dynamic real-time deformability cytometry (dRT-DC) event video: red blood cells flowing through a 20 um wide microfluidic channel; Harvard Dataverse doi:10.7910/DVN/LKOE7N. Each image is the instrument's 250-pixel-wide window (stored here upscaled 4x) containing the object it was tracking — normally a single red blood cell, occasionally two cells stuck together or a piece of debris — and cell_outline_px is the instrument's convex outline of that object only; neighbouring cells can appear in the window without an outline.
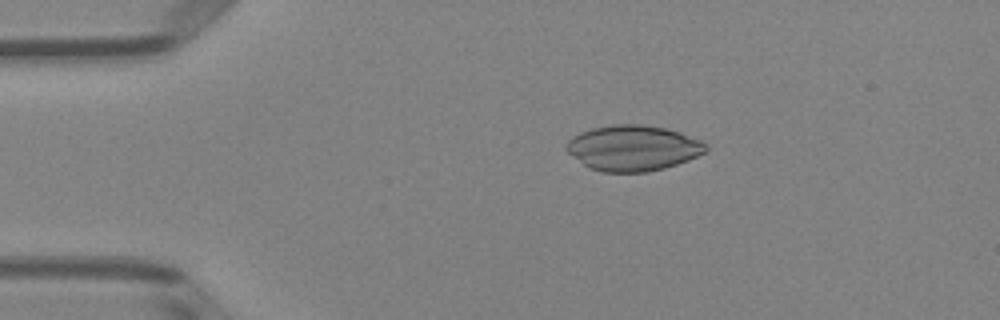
{"species": "Egyptian fruit bat (a non-hibernating species)", "species_latin": "Rousettus aegyptiacus", "temperature_condition": "room temperature", "stored_images_in_passage": 51, "camera_frame_rate_fps": 3000, "um_per_image_px": 0.085, "animal": {"sex": "female"}, "frame": {"image": 1, "passage_image": 10, "time_ms": 3.0, "image_size_px": [1000, 320], "cell_outline_px": [[708, 148], [704, 152], [688, 160], [664, 168], [648, 172], [604, 172], [588, 168], [572, 156], [564, 148], [564, 144], [572, 136], [580, 132], [592, 128], [612, 124], [640, 124], [664, 128], [680, 132], [700, 140]], "centroid_in_image_um": [53.75, 12.58], "position_along_channel_um": 31.3, "area_um2": 37.05}}
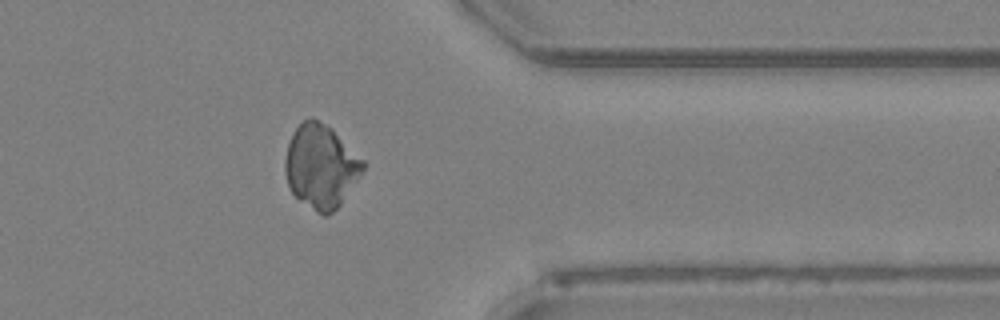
{"frame": {"image": 2, "passage_image": 41, "time_ms": 13.333, "image_size_px": [1000, 320], "cell_outline_px": [[364, 168], [340, 204], [328, 216], [324, 216], [316, 212], [300, 200], [292, 192], [288, 184], [284, 172], [284, 160], [288, 144], [292, 132], [308, 116], [312, 116], [332, 128], [364, 160]], "centroid_in_image_um": [27.24, 14.11], "position_along_channel_um": 384.2, "area_um2": 37.8}}
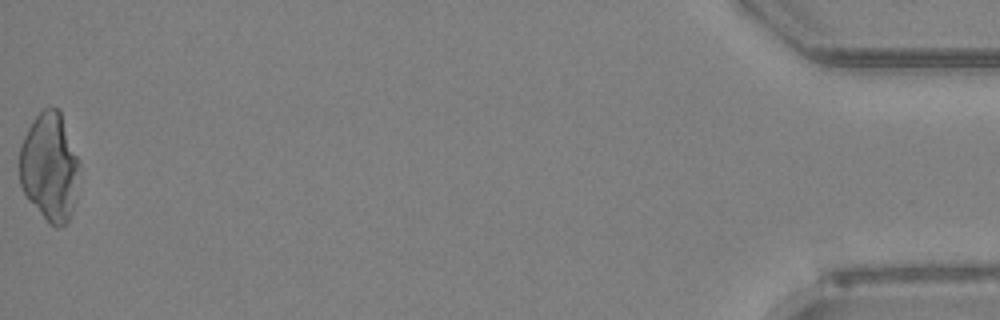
{"frame": {"image": 3, "passage_image": 51, "time_ms": 16.667, "image_size_px": [1000, 320], "cell_outline_px": [[80, 168], [76, 196], [68, 220], [60, 228], [56, 228], [28, 200], [20, 184], [20, 144], [32, 120], [44, 108], [60, 108], [80, 160]], "centroid_in_image_um": [4.24, 14.14], "position_along_channel_um": 431.0, "area_um2": 38.03}}